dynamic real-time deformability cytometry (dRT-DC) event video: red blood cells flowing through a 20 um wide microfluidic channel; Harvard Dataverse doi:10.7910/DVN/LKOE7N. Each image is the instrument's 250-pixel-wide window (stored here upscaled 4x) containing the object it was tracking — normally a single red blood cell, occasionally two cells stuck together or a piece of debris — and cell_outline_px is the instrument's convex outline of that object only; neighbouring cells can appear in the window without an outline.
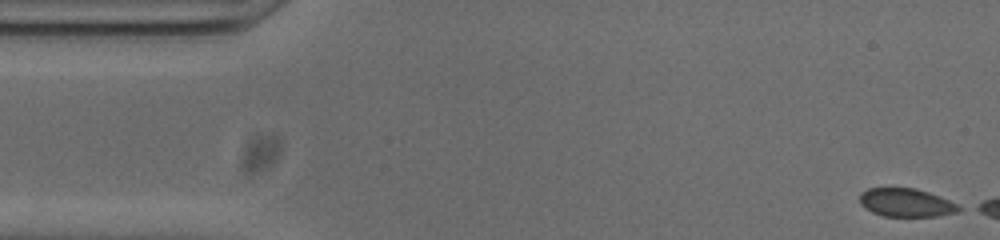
{"species": "common noctule bat (a hibernating species)", "species_latin": "Nyctalus noctula", "temperature_condition": "cold", "stored_images_in_passage": 6, "camera_frame_rate_fps": 3000, "um_per_image_px": 0.085, "animal": {"sex": "male", "body_mass_g": 20.0, "forearm_length_mm": 53.3}, "frame": {"image": 1, "passage_image": 1, "time_ms": 0.0, "image_size_px": [1000, 240], "cell_outline_px": [[964, 208], [956, 212], [936, 216], [884, 216], [872, 212], [864, 208], [860, 204], [860, 192], [868, 188], [916, 188], [928, 192], [948, 200]], "centroid_in_image_um": [76.99, 17.22], "position_along_channel_um": 8.0, "area_um2": 16.3}}